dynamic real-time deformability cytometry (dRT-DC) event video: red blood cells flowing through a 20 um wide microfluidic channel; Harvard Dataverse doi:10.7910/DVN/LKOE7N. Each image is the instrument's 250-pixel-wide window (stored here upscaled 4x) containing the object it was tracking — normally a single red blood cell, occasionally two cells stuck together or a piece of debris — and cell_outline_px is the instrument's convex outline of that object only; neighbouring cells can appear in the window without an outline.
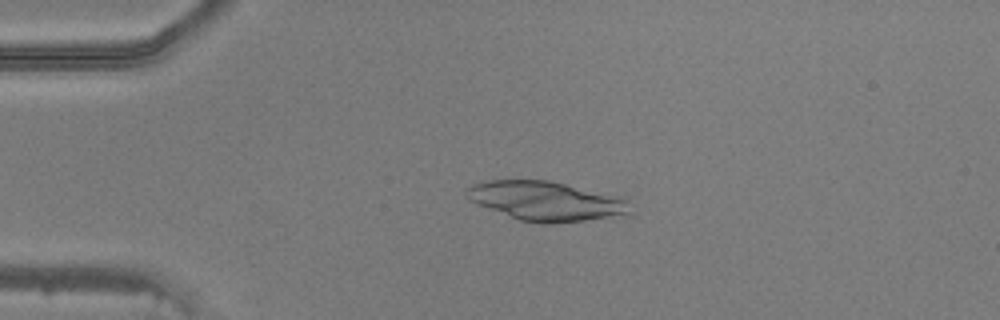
{"species": "common noctule bat (a hibernating species)", "species_latin": "Nyctalus noctula", "temperature_condition": "warm", "stored_images_in_passage": 47, "camera_frame_rate_fps": 3000, "um_per_image_px": 0.085, "animal": {"sex": "male", "body_mass_g": 20.5, "forearm_length_mm": 52.5}, "frame": {"image": 1, "passage_image": 11, "time_ms": 3.333, "image_size_px": [1000, 320], "cell_outline_px": [[632, 212], [584, 220], [548, 224], [540, 224], [520, 220], [476, 204], [468, 196], [468, 188], [472, 184], [488, 180], [548, 180], [620, 196], [628, 200]], "centroid_in_image_um": [46.41, 17.08], "position_along_channel_um": 38.6, "area_um2": 36.99}}
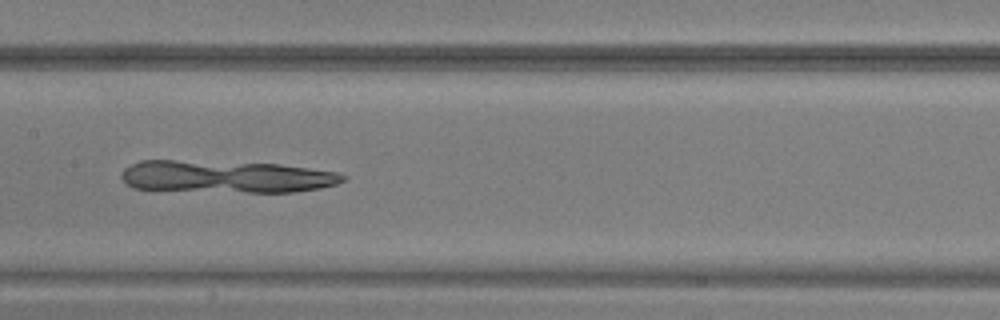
{"frame": {"image": 2, "passage_image": 24, "time_ms": 7.667, "image_size_px": [1000, 320], "cell_outline_px": [[348, 176], [344, 180], [336, 184], [320, 188], [292, 192], [248, 192], [132, 188], [120, 176], [120, 172], [124, 168], [140, 160], [172, 160], [280, 164], [336, 172]], "centroid_in_image_um": [19.22, 15.01], "position_along_channel_um": 188.2, "area_um2": 41.33}}